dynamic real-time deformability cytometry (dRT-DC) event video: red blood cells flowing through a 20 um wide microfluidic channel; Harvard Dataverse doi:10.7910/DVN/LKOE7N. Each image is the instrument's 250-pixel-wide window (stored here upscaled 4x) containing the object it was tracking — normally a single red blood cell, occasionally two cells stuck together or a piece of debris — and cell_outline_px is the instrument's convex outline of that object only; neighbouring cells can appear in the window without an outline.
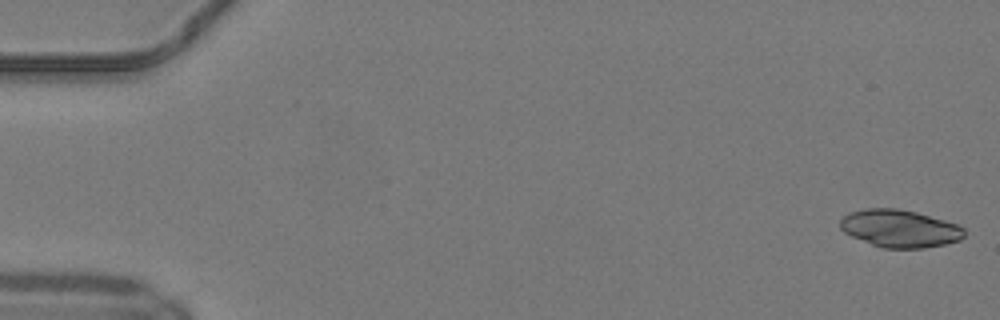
{"species": "common noctule bat (a hibernating species)", "species_latin": "Nyctalus noctula", "temperature_condition": "warm", "stored_images_in_passage": 50, "camera_frame_rate_fps": 3000, "um_per_image_px": 0.085, "animal": {"sex": "male", "body_mass_g": 19.2, "forearm_length_mm": 51.8}, "frame": {"image": 1, "passage_image": 1, "time_ms": 0.0, "image_size_px": [1000, 320], "cell_outline_px": [[964, 236], [960, 240], [944, 244], [924, 248], [884, 248], [872, 244], [852, 236], [844, 232], [840, 228], [840, 220], [848, 212], [864, 208], [896, 208], [916, 212], [944, 220], [956, 224], [964, 228]], "centroid_in_image_um": [76.46, 19.41], "position_along_channel_um": 8.5, "area_um2": 27.05}}
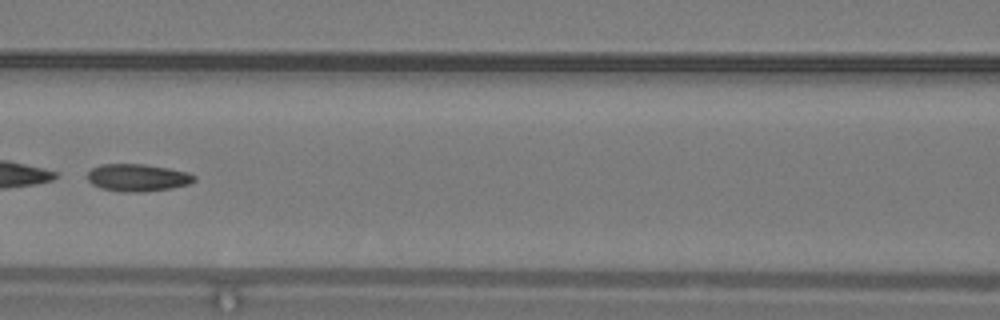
{"frame": {"image": 2, "passage_image": 23, "time_ms": 7.333, "image_size_px": [1000, 320], "cell_outline_px": [[196, 180], [188, 184], [172, 188], [144, 192], [124, 192], [100, 188], [92, 184], [88, 180], [88, 172], [92, 168], [100, 164], [144, 164], [168, 168], [188, 172], [196, 176]], "centroid_in_image_um": [11.7, 15.1], "position_along_channel_um": 154.9, "area_um2": 17.11}, "authors_computed_cell_mechanics": {"area_um2": 27.3105, "velocity_mm_per_s": 4.17, "shape_relaxation_time_tau1_ms": 0.8689, "shape_relaxation_time_tau2_ms": 2.8353, "deformation_change_tau1": 0.2566, "deformation_change_tau2": 0.0965}}